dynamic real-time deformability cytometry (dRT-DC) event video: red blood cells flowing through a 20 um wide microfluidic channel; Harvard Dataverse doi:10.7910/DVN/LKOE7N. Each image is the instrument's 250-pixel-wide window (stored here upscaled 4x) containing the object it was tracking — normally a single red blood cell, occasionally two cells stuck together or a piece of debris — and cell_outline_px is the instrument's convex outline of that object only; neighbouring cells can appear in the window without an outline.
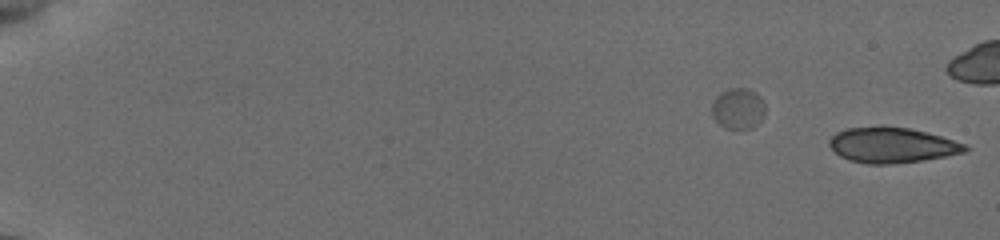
{"species": "common noctule bat (a hibernating species)", "species_latin": "Nyctalus noctula", "temperature_condition": "cold", "stored_images_in_passage": 40, "camera_frame_rate_fps": 3000, "um_per_image_px": 0.085, "animal": {"sex": "female", "body_mass_g": 19.5, "forearm_length_mm": 54.1}, "frame": {"image": 1, "passage_image": 1, "time_ms": 0.0, "image_size_px": [1000, 240], "cell_outline_px": [[968, 148], [964, 152], [944, 156], [920, 160], [888, 164], [868, 164], [848, 160], [840, 156], [828, 144], [828, 140], [836, 132], [848, 128], [880, 124], [908, 128], [940, 136], [964, 144]], "centroid_in_image_um": [75.73, 12.31], "position_along_channel_um": 9.3, "area_um2": 27.92}}